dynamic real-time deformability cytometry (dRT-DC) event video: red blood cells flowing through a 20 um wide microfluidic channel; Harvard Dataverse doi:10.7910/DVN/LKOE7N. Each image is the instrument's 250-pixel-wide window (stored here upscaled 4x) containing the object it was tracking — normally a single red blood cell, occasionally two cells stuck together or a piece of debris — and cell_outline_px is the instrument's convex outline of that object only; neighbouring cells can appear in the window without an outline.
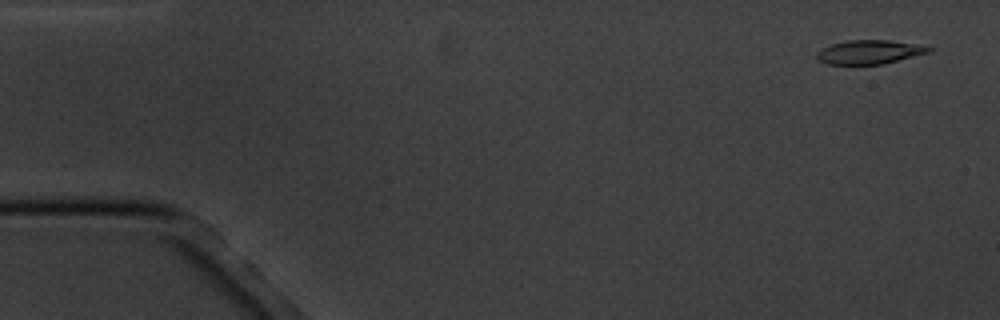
{"species": "common noctule bat (a hibernating species)", "species_latin": "Nyctalus noctula", "temperature_condition": "cold", "stored_images_in_passage": 4, "camera_frame_rate_fps": 3000, "um_per_image_px": 0.085, "animal": {"sex": "male", "body_mass_g": 20.1, "forearm_length_mm": 53.5}, "frame": {"image": 1, "passage_image": 1, "time_ms": 0.0, "image_size_px": [1000, 320], "cell_outline_px": [[932, 48], [928, 52], [884, 64], [828, 64], [816, 60], [816, 52], [832, 44], [848, 40], [888, 40]], "centroid_in_image_um": [73.8, 4.43], "position_along_channel_um": 11.2, "area_um2": 15.2}}
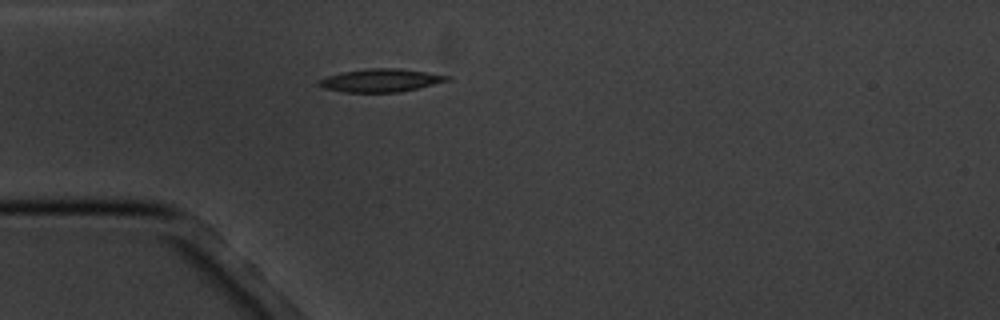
{"frame": {"image": 2, "passage_image": 4, "time_ms": 4.333, "image_size_px": [1000, 320], "cell_outline_px": [[452, 80], [400, 92], [344, 92], [320, 88], [316, 84], [316, 80], [340, 72], [364, 68], [400, 68], [452, 76]], "centroid_in_image_um": [32.32, 6.82], "position_along_channel_um": 52.7, "area_um2": 17.57}}